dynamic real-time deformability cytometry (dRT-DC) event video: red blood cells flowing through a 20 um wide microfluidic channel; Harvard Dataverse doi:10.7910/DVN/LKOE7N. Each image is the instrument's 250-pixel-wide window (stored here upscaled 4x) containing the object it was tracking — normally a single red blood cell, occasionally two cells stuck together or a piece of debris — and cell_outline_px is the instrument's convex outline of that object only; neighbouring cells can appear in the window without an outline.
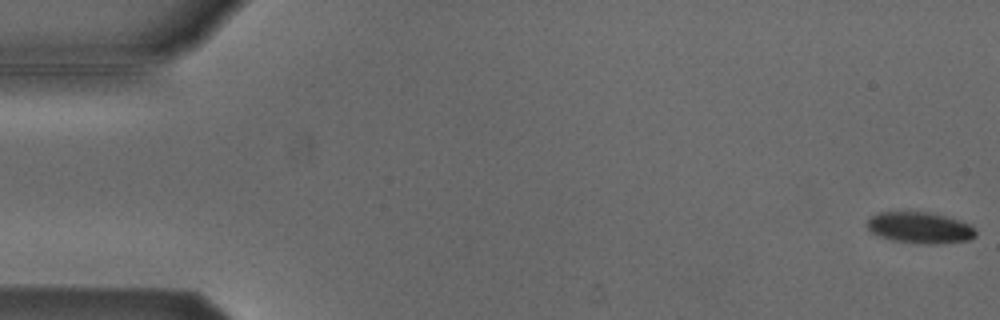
{"species": "Egyptian fruit bat (a non-hibernating species)", "species_latin": "Rousettus aegyptiacus", "temperature_condition": "cold", "stored_images_in_passage": 7, "camera_frame_rate_fps": 3000, "um_per_image_px": 0.085, "animal": {"sex": "male"}, "frame": {"image": 1, "passage_image": 1, "time_ms": 0.0, "image_size_px": [1000, 320], "cell_outline_px": [[976, 236], [968, 240], [936, 244], [924, 244], [892, 240], [880, 236], [872, 232], [868, 228], [868, 220], [876, 212], [928, 212], [944, 216], [972, 224], [976, 232]], "centroid_in_image_um": [78.21, 19.36], "position_along_channel_um": 6.8, "area_um2": 19.65}}